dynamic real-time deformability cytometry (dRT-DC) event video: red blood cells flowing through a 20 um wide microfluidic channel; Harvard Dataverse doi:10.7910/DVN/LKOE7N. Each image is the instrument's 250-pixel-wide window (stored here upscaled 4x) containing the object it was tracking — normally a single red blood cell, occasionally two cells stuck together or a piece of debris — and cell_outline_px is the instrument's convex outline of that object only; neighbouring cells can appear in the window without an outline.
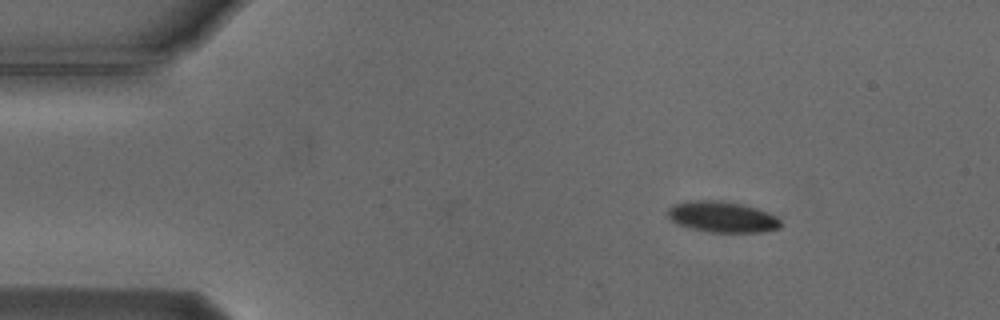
{"species": "Egyptian fruit bat (a non-hibernating species)", "species_latin": "Rousettus aegyptiacus", "temperature_condition": "cold", "stored_images_in_passage": 5, "camera_frame_rate_fps": 3000, "um_per_image_px": 0.085, "animal": {"sex": "male"}, "frame": {"image": 1, "passage_image": 5, "time_ms": 1.333, "image_size_px": [1000, 320], "cell_outline_px": [[780, 228], [764, 232], [708, 232], [676, 224], [668, 216], [668, 208], [672, 204], [692, 200], [720, 200], [740, 204], [756, 208], [776, 216], [780, 220]], "centroid_in_image_um": [61.37, 18.43], "position_along_channel_um": 23.6, "area_um2": 20.35}}